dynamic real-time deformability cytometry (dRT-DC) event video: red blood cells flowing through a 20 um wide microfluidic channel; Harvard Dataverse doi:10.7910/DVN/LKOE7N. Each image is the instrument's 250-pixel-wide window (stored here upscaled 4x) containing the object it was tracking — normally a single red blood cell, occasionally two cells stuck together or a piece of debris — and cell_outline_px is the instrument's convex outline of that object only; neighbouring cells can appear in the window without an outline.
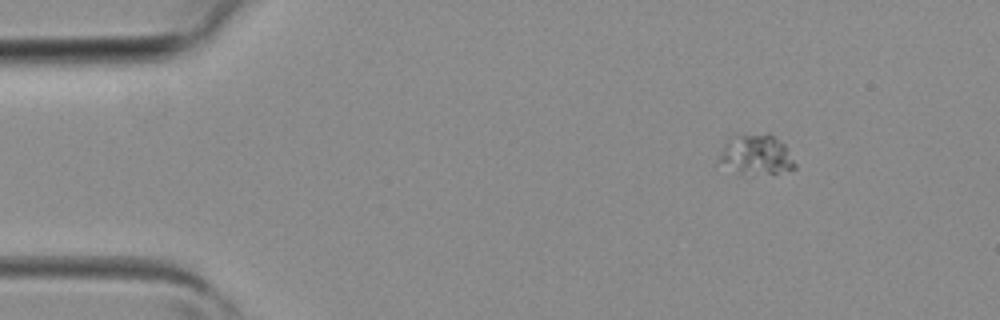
{"species": "common noctule bat (a hibernating species)", "species_latin": "Nyctalus noctula", "temperature_condition": "room temperature", "stored_images_in_passage": 3, "camera_frame_rate_fps": 3000, "um_per_image_px": 0.085, "animal": {"sex": "female", "body_mass_g": 19.3, "forearm_length_mm": 54.1}, "frame": {"image": 1, "passage_image": 1, "time_ms": 0.0, "image_size_px": [1000, 320], "cell_outline_px": [[796, 168], [776, 172], [744, 176], [736, 172], [716, 160], [728, 140], [732, 136], [768, 132], [784, 144], [796, 164]], "centroid_in_image_um": [64.26, 13.15], "position_along_channel_um": 20.7, "area_um2": 17.69}}